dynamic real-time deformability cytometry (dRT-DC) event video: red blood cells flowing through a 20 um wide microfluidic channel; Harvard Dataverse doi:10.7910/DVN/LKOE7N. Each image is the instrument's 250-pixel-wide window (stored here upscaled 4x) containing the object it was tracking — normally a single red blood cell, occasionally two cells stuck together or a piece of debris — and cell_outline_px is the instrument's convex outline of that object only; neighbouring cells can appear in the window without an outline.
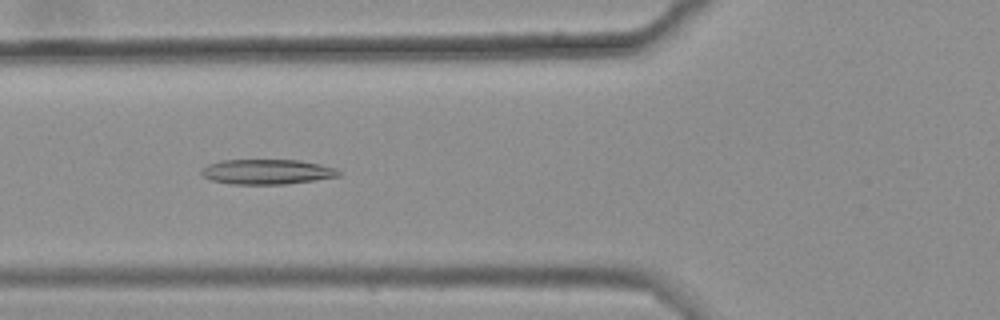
{"species": "common noctule bat (a hibernating species)", "species_latin": "Nyctalus noctula", "temperature_condition": "warm", "stored_images_in_passage": 48, "camera_frame_rate_fps": 3000, "um_per_image_px": 0.085, "animal": {"sex": "female", "body_mass_g": 25.1}, "frame": {"image": 1, "passage_image": 21, "time_ms": 6.667, "image_size_px": [1000, 320], "cell_outline_px": [[340, 176], [316, 180], [284, 184], [232, 184], [212, 180], [204, 176], [200, 172], [208, 164], [220, 160], [300, 160], [320, 164], [336, 168], [340, 172]], "centroid_in_image_um": [22.72, 14.6], "position_along_channel_um": 103.1, "area_um2": 19.94}}
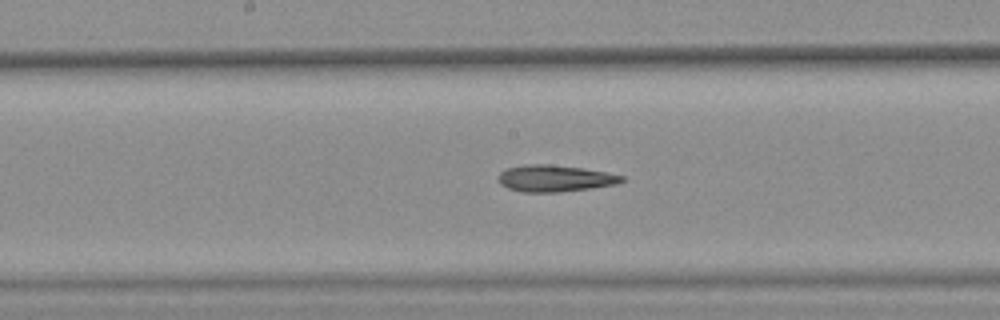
{"frame": {"image": 2, "passage_image": 29, "time_ms": 9.333, "image_size_px": [1000, 320], "cell_outline_px": [[624, 180], [616, 184], [592, 188], [556, 192], [520, 192], [508, 188], [500, 184], [496, 176], [500, 172], [508, 168], [524, 164], [548, 164], [584, 168], [624, 176]], "centroid_in_image_um": [47.11, 15.16], "position_along_channel_um": 201.1, "area_um2": 19.19}}
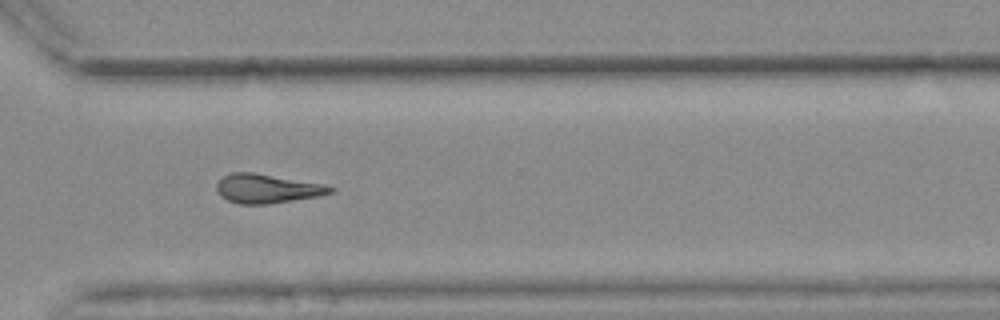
{"frame": {"image": 3, "passage_image": 41, "time_ms": 13.333, "image_size_px": [1000, 320], "cell_outline_px": [[336, 188], [332, 192], [320, 196], [268, 204], [240, 204], [228, 200], [220, 196], [216, 188], [216, 184], [224, 176], [232, 172], [252, 172], [324, 184]], "centroid_in_image_um": [22.71, 16.03], "position_along_channel_um": 347.9, "area_um2": 19.19}, "authors_computed_cell_mechanics": {"area_um2": 19.5942, "velocity_mm_per_s": 3.6719, "shape_relaxation_time_tau1_ms": null, "shape_relaxation_time_tau2_ms": 10.1683, "deformation_change_tau1": null, "deformation_change_tau2": 0.2574}}